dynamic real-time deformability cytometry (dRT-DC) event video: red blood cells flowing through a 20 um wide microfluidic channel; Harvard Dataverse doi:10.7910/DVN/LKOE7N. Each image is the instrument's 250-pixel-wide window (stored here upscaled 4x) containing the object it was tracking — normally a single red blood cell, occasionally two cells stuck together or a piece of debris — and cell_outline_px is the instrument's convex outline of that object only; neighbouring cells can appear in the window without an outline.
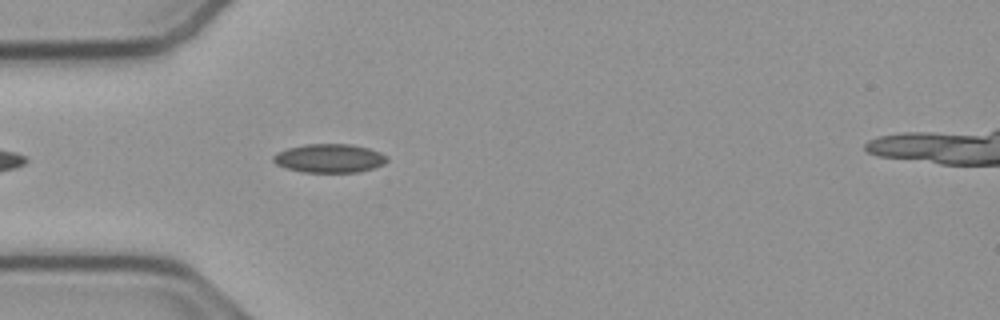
{"species": "common noctule bat (a hibernating species)", "species_latin": "Nyctalus noctula", "temperature_condition": "cold", "stored_images_in_passage": 8, "camera_frame_rate_fps": 3000, "um_per_image_px": 0.085, "animal": {"sex": "male", "body_mass_g": 23.1, "forearm_length_mm": 52.7}, "frame": {"image": 1, "passage_image": 5, "time_ms": 1.333, "image_size_px": [1000, 320], "cell_outline_px": [[388, 160], [384, 164], [360, 172], [304, 172], [284, 168], [276, 164], [272, 160], [272, 156], [276, 152], [288, 148], [304, 144], [352, 144], [368, 148], [380, 152], [388, 156]], "centroid_in_image_um": [27.98, 13.45], "position_along_channel_um": 57.0, "area_um2": 19.19}}